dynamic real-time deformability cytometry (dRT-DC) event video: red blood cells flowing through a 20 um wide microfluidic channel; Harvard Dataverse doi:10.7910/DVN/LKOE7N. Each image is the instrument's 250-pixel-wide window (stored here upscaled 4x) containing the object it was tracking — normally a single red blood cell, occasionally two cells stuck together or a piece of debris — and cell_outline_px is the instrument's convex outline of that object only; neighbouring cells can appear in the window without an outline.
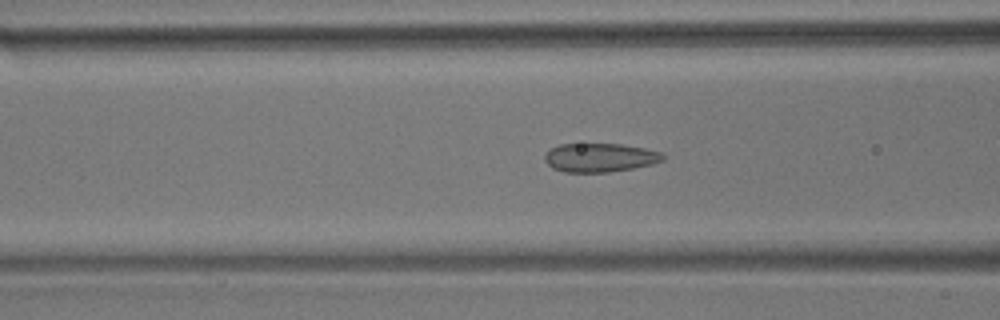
{"species": "common noctule bat (a hibernating species)", "species_latin": "Nyctalus noctula", "temperature_condition": "room temperature", "stored_images_in_passage": 49, "camera_frame_rate_fps": 3000, "um_per_image_px": 0.085, "animal": {"sex": "male", "body_mass_g": 17.9}, "frame": {"image": 1, "passage_image": 14, "time_ms": 4.333, "image_size_px": [1000, 320], "cell_outline_px": [[664, 160], [652, 164], [632, 168], [608, 172], [564, 172], [552, 168], [544, 160], [544, 156], [552, 148], [560, 144], [620, 144], [644, 148], [664, 152]], "centroid_in_image_um": [51.01, 13.39], "position_along_channel_um": 115.6, "area_um2": 19.77}}
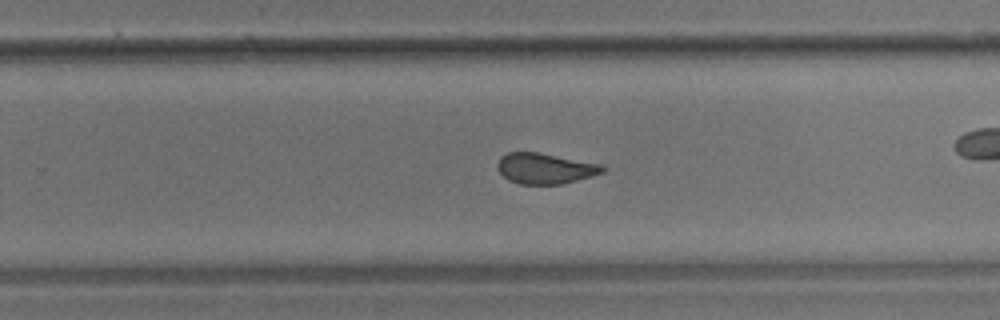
{"frame": {"image": 2, "passage_image": 28, "time_ms": 9.0, "image_size_px": [1000, 320], "cell_outline_px": [[604, 172], [592, 176], [560, 184], [520, 184], [508, 180], [496, 168], [496, 164], [500, 156], [508, 152], [540, 152], [604, 164]], "centroid_in_image_um": [46.33, 14.3], "position_along_channel_um": 283.5, "area_um2": 19.02}}
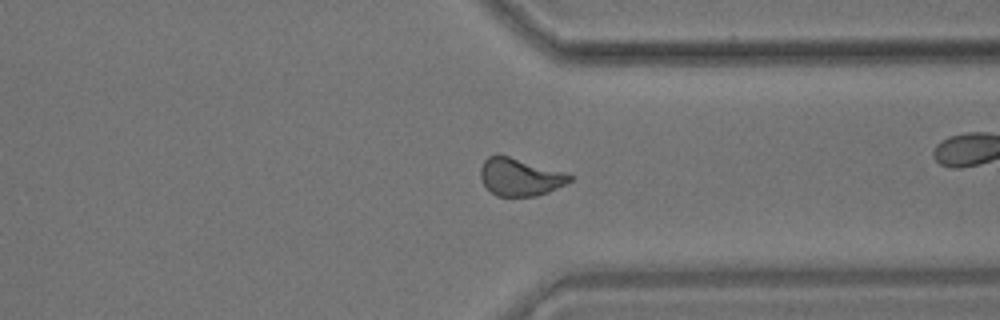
{"frame": {"image": 3, "passage_image": 35, "time_ms": 11.333, "image_size_px": [1000, 320], "cell_outline_px": [[576, 176], [572, 180], [548, 192], [536, 196], [496, 196], [484, 184], [480, 176], [480, 168], [484, 160], [488, 156], [508, 156], [564, 172]], "centroid_in_image_um": [44.2, 15.06], "position_along_channel_um": 367.2, "area_um2": 19.25}, "authors_computed_cell_mechanics": {"area_um2": 19.5942, "velocity_mm_per_s": 3.6063, "shape_relaxation_time_tau1_ms": null, "shape_relaxation_time_tau2_ms": 1.4672, "deformation_change_tau1": null, "deformation_change_tau2": 0.0698}}